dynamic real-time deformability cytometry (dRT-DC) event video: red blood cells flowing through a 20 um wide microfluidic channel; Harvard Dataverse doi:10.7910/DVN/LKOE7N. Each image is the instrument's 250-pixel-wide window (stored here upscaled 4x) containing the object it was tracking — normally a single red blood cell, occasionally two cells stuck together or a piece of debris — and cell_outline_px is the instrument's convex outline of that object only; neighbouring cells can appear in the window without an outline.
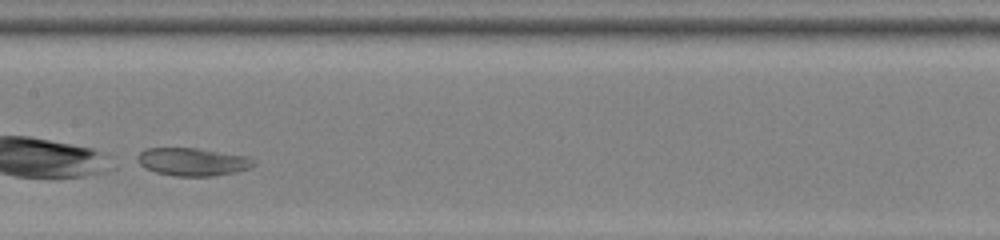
{"species": "common noctule bat (a hibernating species)", "species_latin": "Nyctalus noctula", "temperature_condition": "room temperature", "stored_images_in_passage": 17, "camera_frame_rate_fps": 3000, "um_per_image_px": 0.085, "animal": {"sex": "female", "body_mass_g": 22.0, "forearm_length_mm": 56.7}, "frame": {"image": 1, "passage_image": 12, "time_ms": 3.667, "image_size_px": [1000, 240], "cell_outline_px": [[252, 164], [248, 168], [232, 172], [212, 176], [176, 176], [156, 172], [144, 168], [140, 164], [136, 156], [144, 148], [196, 148], [248, 156], [252, 160]], "centroid_in_image_um": [16.29, 13.74], "position_along_channel_um": 191.1, "area_um2": 18.61}}
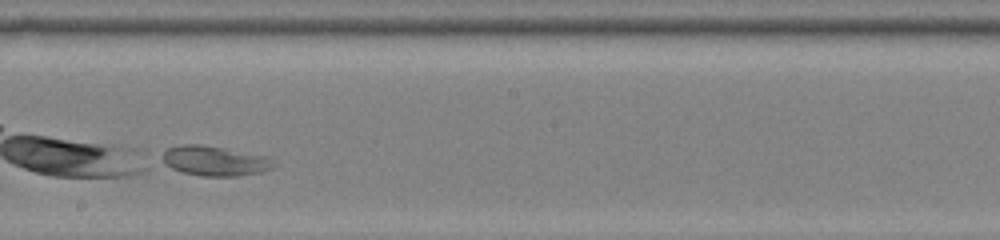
{"frame": {"image": 2, "passage_image": 15, "time_ms": 4.667, "image_size_px": [1000, 240], "cell_outline_px": [[272, 168], [260, 172], [240, 176], [200, 176], [184, 172], [172, 168], [164, 160], [164, 152], [168, 148], [180, 144], [200, 144], [268, 156], [272, 164]], "centroid_in_image_um": [18.26, 13.67], "position_along_channel_um": 229.9, "area_um2": 18.96}}